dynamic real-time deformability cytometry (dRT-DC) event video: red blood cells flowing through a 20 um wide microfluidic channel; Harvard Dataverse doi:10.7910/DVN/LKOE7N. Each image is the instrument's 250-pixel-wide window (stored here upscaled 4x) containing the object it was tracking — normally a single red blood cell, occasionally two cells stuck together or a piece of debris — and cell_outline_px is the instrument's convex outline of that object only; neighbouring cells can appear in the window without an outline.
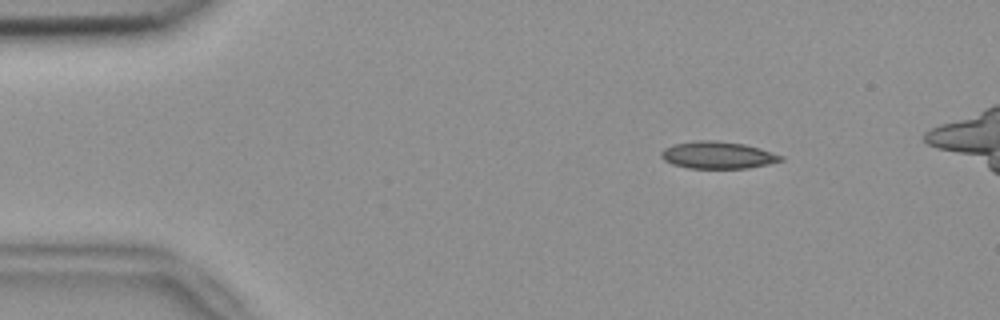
{"species": "common noctule bat (a hibernating species)", "species_latin": "Nyctalus noctula", "temperature_condition": "room temperature", "stored_images_in_passage": 51, "camera_frame_rate_fps": 3000, "um_per_image_px": 0.085, "animal": {"sex": "female", "body_mass_g": 18.4}, "frame": {"image": 1, "passage_image": 8, "time_ms": 2.333, "image_size_px": [1000, 320], "cell_outline_px": [[784, 160], [768, 164], [748, 168], [688, 168], [672, 164], [664, 160], [660, 156], [660, 152], [664, 148], [672, 144], [696, 140], [716, 140], [744, 144], [760, 148], [784, 156]], "centroid_in_image_um": [60.99, 13.18], "position_along_channel_um": 24.0, "area_um2": 19.07}}
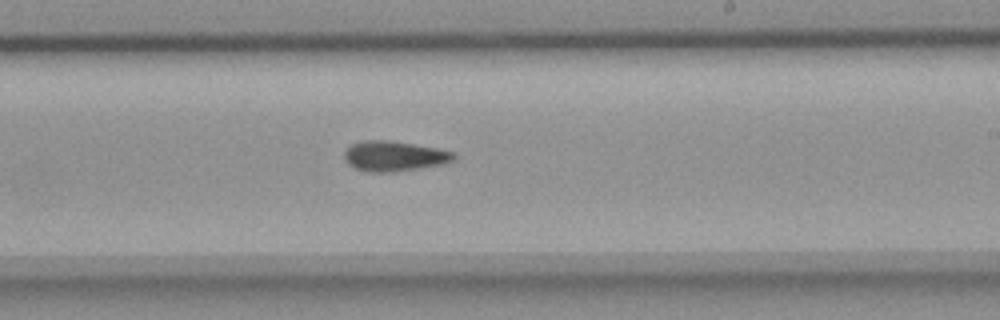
{"frame": {"image": 2, "passage_image": 32, "time_ms": 10.333, "image_size_px": [1000, 320], "cell_outline_px": [[456, 156], [452, 160], [444, 164], [392, 172], [368, 172], [356, 168], [348, 164], [344, 160], [344, 152], [352, 144], [364, 140], [388, 140], [436, 148], [456, 152]], "centroid_in_image_um": [33.49, 13.27], "position_along_channel_um": 255.5, "area_um2": 19.13}}
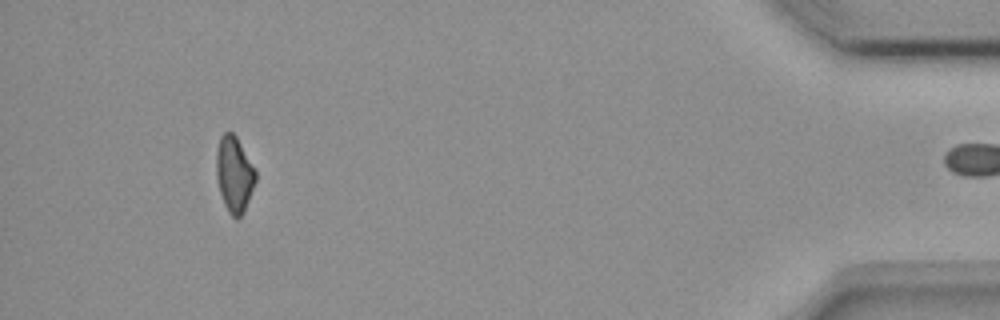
{"frame": {"image": 3, "passage_image": 50, "time_ms": 16.333, "image_size_px": [1000, 320], "cell_outline_px": [[256, 180], [244, 212], [236, 220], [228, 212], [224, 204], [220, 192], [216, 176], [216, 152], [220, 136], [224, 132], [232, 132], [236, 136], [256, 172]], "centroid_in_image_um": [19.89, 14.82], "position_along_channel_um": 415.3, "area_um2": 17.22}, "authors_computed_cell_mechanics": {"area_um2": 18.6116, "velocity_mm_per_s": 3.772, "shape_relaxation_time_tau1_ms": null, "shape_relaxation_time_tau2_ms": 6.1682, "deformation_change_tau1": null, "deformation_change_tau2": 0.1334}}